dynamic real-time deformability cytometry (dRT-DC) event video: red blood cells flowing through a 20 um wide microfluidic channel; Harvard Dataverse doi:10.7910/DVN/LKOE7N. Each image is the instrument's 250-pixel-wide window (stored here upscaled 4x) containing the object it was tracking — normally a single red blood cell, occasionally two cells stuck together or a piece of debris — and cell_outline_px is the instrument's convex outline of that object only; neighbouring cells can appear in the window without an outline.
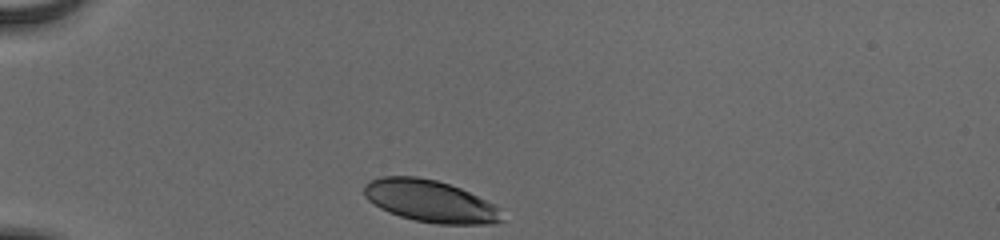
{"species": "human", "species_latin": "Homo sapiens", "temperature_condition": "cold", "stored_images_in_passage": 32, "camera_frame_rate_fps": 3000, "um_per_image_px": 0.085, "donor": {"sex": "male"}, "frame": {"image": 1, "passage_image": 1, "time_ms": 0.0, "image_size_px": [1000, 240], "cell_outline_px": [[504, 220], [492, 224], [436, 224], [412, 220], [388, 212], [380, 208], [368, 200], [364, 196], [364, 184], [368, 180], [380, 176], [416, 176], [436, 180], [460, 188], [496, 204], [500, 208]], "centroid_in_image_um": [36.57, 17.1], "position_along_channel_um": 48.4, "area_um2": 34.16}}
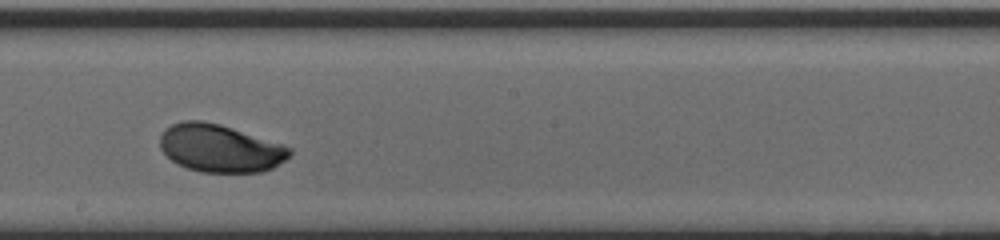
{"frame": {"image": 2, "passage_image": 18, "time_ms": 5.667, "image_size_px": [1000, 240], "cell_outline_px": [[292, 152], [284, 160], [272, 168], [260, 172], [200, 172], [188, 168], [172, 160], [160, 148], [160, 136], [164, 128], [180, 120], [200, 120], [220, 124], [284, 144], [292, 148]], "centroid_in_image_um": [18.7, 12.58], "position_along_channel_um": 229.5, "area_um2": 36.07}}
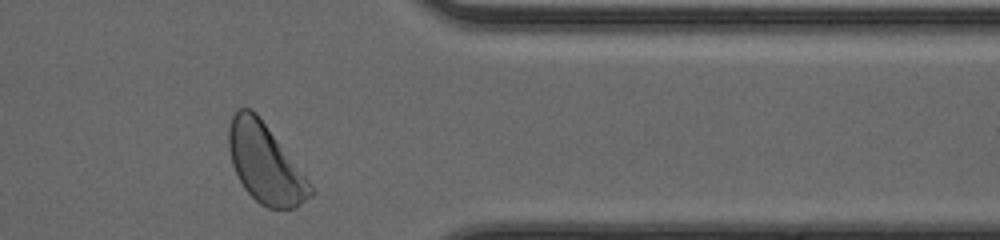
{"frame": {"image": 3, "passage_image": 31, "time_ms": 10.0, "image_size_px": [1000, 240], "cell_outline_px": [[316, 192], [312, 196], [296, 208], [268, 208], [260, 204], [244, 188], [232, 164], [228, 148], [228, 128], [232, 116], [240, 108], [252, 108], [256, 112], [316, 188]], "centroid_in_image_um": [22.57, 13.91], "position_along_channel_um": 388.8, "area_um2": 37.8}, "authors_computed_cell_mechanics": {"area_um2": 35.6915, "velocity_mm_per_s": 3.8381, "shape_relaxation_time_tau1_ms": 1.9311, "shape_relaxation_time_tau2_ms": null, "deformation_change_tau1": 0.1304, "deformation_change_tau2": null}}